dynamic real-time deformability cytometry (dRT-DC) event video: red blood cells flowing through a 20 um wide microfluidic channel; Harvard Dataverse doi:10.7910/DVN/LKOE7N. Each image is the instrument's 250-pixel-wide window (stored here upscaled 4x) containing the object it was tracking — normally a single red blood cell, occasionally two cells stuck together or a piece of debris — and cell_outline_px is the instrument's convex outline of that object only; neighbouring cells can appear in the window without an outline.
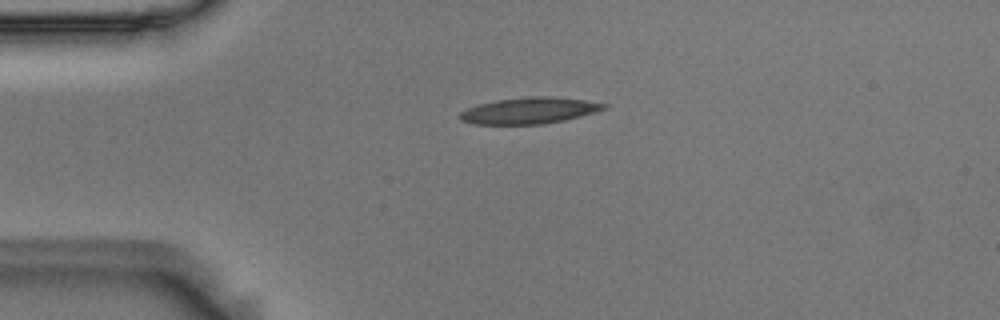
{"species": "Egyptian fruit bat (a non-hibernating species)", "species_latin": "Rousettus aegyptiacus", "temperature_condition": "room temperature", "stored_images_in_passage": 3, "camera_frame_rate_fps": 3000, "um_per_image_px": 0.085, "animal": {"sex": "male"}, "frame": {"image": 1, "passage_image": 1, "time_ms": 0.0, "image_size_px": [1000, 320], "cell_outline_px": [[608, 104], [604, 108], [596, 112], [564, 120], [544, 124], [472, 124], [460, 120], [456, 116], [460, 112], [468, 108], [480, 104], [496, 100], [528, 96], [548, 96], [584, 100]], "centroid_in_image_um": [44.94, 9.4], "position_along_channel_um": 40.1, "area_um2": 22.02}}
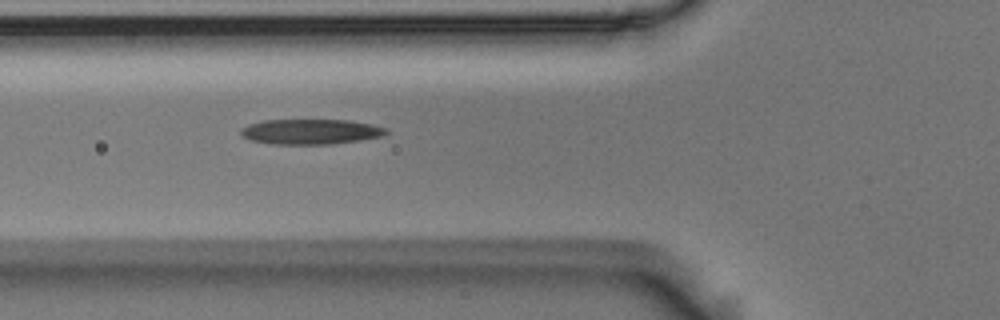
{"frame": {"image": 2, "passage_image": 3, "time_ms": 0.667, "image_size_px": [1000, 320], "cell_outline_px": [[388, 132], [380, 136], [360, 140], [332, 144], [268, 144], [248, 140], [240, 132], [240, 128], [248, 124], [264, 120], [348, 120], [372, 124], [388, 128]], "centroid_in_image_um": [26.37, 11.19], "position_along_channel_um": 99.4, "area_um2": 21.44}}